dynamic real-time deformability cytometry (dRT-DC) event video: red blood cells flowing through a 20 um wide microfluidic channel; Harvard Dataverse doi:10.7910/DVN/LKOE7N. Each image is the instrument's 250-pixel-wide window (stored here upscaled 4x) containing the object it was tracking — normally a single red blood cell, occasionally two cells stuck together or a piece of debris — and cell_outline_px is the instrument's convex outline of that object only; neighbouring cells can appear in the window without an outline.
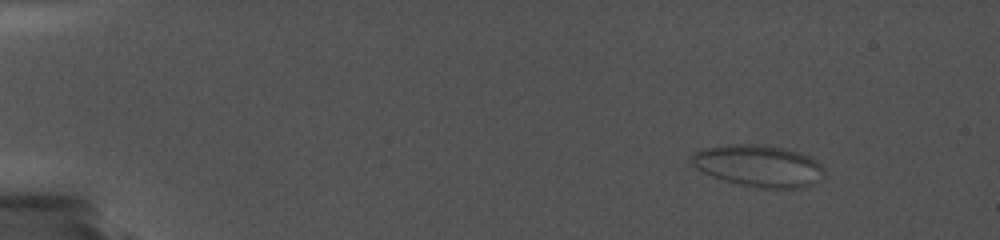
{"species": "common noctule bat (a hibernating species)", "species_latin": "Nyctalus noctula", "temperature_condition": "cold", "stored_images_in_passage": 39, "camera_frame_rate_fps": 5000, "um_per_image_px": 0.085, "animal": {"sex": "female", "body_mass_g": 19.0, "forearm_length_mm": 56.7}, "frame": {"image": 1, "passage_image": 6, "time_ms": 1.8, "image_size_px": [1000, 240], "cell_outline_px": [[824, 176], [820, 180], [804, 188], [760, 188], [740, 184], [724, 180], [712, 176], [696, 168], [692, 164], [692, 156], [696, 152], [704, 148], [724, 144], [760, 144], [784, 148], [800, 152], [816, 160], [824, 168]], "centroid_in_image_um": [64.52, 14.09], "position_along_channel_um": 20.5, "area_um2": 32.37}}
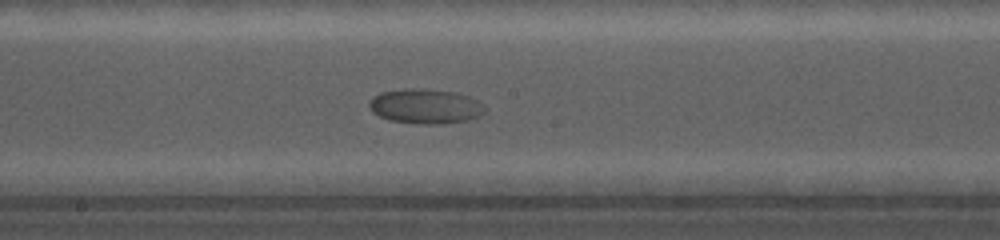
{"frame": {"image": 2, "passage_image": 28, "time_ms": 11.4, "image_size_px": [1000, 240], "cell_outline_px": [[484, 112], [480, 116], [464, 120], [436, 124], [424, 124], [388, 120], [372, 112], [368, 104], [368, 100], [372, 96], [380, 92], [404, 88], [416, 88], [452, 92], [468, 96], [484, 104]], "centroid_in_image_um": [36.09, 9.02], "position_along_channel_um": 212.1, "area_um2": 23.29}}
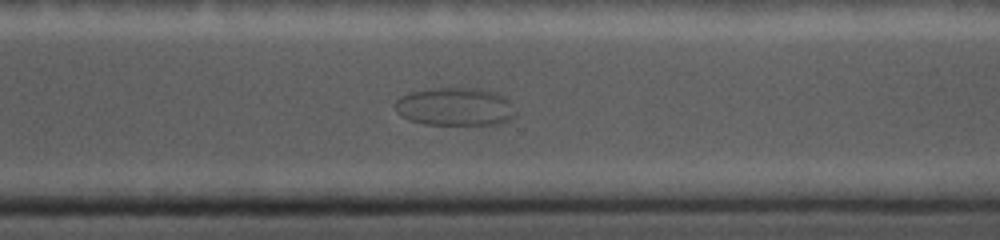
{"frame": {"image": 3, "passage_image": 34, "time_ms": 15.0, "image_size_px": [1000, 240], "cell_outline_px": [[512, 116], [508, 120], [500, 124], [424, 124], [408, 120], [400, 116], [396, 108], [396, 100], [400, 96], [412, 92], [436, 88], [484, 88], [504, 96], [508, 100]], "centroid_in_image_um": [38.63, 9.06], "position_along_channel_um": 332.0, "area_um2": 26.36}}